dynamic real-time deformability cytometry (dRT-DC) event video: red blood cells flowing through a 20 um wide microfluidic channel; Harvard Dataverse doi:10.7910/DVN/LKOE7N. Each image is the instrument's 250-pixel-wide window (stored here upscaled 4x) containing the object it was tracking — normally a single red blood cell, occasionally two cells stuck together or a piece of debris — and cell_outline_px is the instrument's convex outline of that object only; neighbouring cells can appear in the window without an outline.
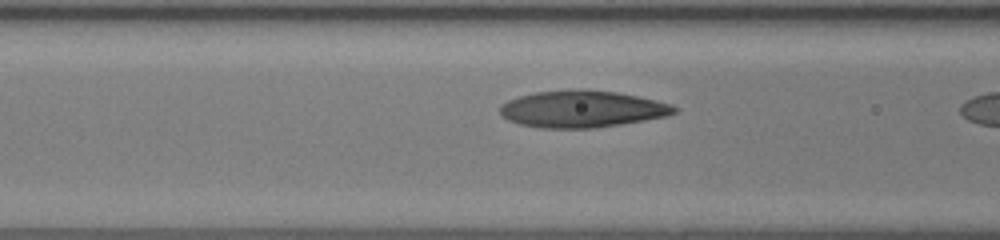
{"species": "human", "species_latin": "Homo sapiens", "temperature_condition": "room temperature", "stored_images_in_passage": 16, "camera_frame_rate_fps": 3000, "um_per_image_px": 0.085, "donor": {"sex": "female"}, "frame": {"image": 1, "passage_image": 14, "time_ms": 4.333, "image_size_px": [1000, 240], "cell_outline_px": [[680, 108], [676, 112], [668, 116], [596, 128], [540, 128], [520, 124], [508, 120], [500, 112], [500, 104], [508, 100], [520, 96], [536, 92], [576, 88], [616, 92], [656, 100], [672, 104]], "centroid_in_image_um": [49.49, 9.26], "position_along_channel_um": 117.1, "area_um2": 37.57}}